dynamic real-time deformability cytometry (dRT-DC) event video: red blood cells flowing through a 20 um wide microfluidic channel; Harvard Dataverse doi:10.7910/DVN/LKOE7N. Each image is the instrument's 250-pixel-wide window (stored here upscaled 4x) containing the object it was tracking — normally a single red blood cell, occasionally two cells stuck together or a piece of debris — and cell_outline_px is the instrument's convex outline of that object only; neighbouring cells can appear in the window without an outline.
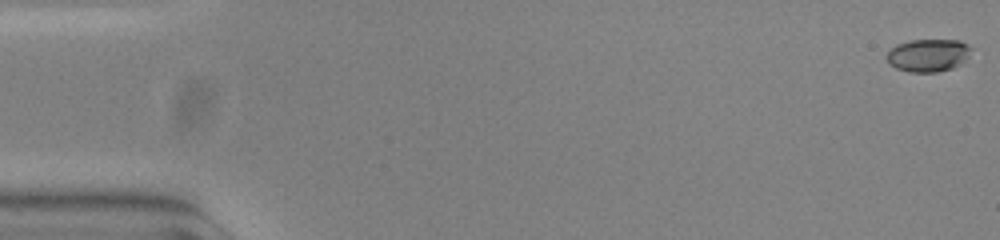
{"species": "common noctule bat (a hibernating species)", "species_latin": "Nyctalus noctula", "temperature_condition": "warm", "stored_images_in_passage": 55, "camera_frame_rate_fps": 3000, "um_per_image_px": 0.085, "animal": {"sex": "female", "body_mass_g": 23.0, "forearm_length_mm": 53.4}, "frame": {"image": 1, "passage_image": 1, "time_ms": 0.0, "image_size_px": [1000, 240], "cell_outline_px": [[972, 48], [968, 56], [952, 68], [936, 72], [908, 72], [896, 68], [888, 64], [884, 56], [896, 44], [912, 40], [960, 40], [968, 44]], "centroid_in_image_um": [78.84, 4.69], "position_along_channel_um": 6.2, "area_um2": 16.13}}
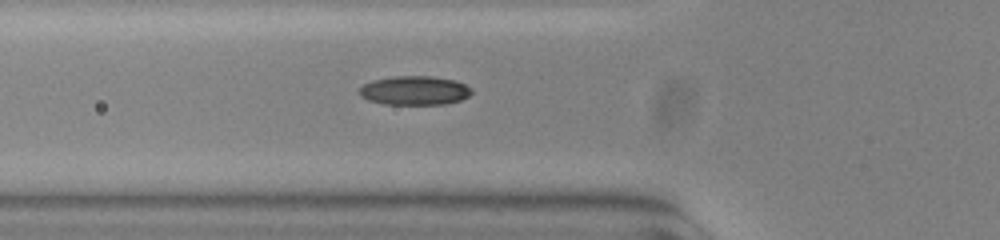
{"frame": {"image": 2, "passage_image": 20, "time_ms": 6.333, "image_size_px": [1000, 240], "cell_outline_px": [[472, 92], [468, 96], [460, 100], [444, 104], [384, 104], [368, 100], [360, 96], [360, 88], [364, 84], [372, 80], [396, 76], [432, 76], [456, 80], [472, 88]], "centroid_in_image_um": [35.25, 7.69], "position_along_channel_um": 90.6, "area_um2": 18.96}}
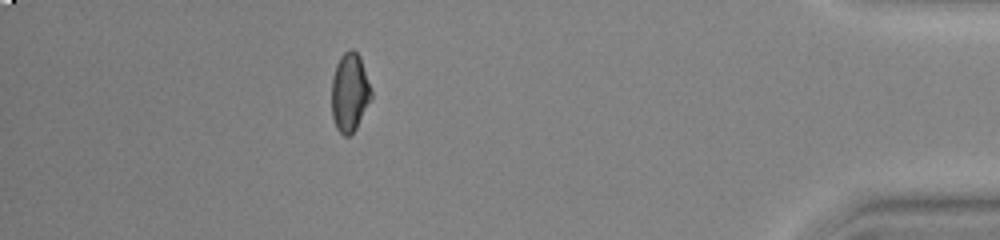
{"frame": {"image": 3, "passage_image": 49, "time_ms": 16.0, "image_size_px": [1000, 240], "cell_outline_px": [[372, 96], [356, 128], [348, 136], [344, 136], [336, 128], [332, 116], [332, 76], [336, 64], [340, 56], [348, 48], [352, 48], [360, 56], [372, 92]], "centroid_in_image_um": [29.71, 7.82], "position_along_channel_um": 405.5, "area_um2": 18.09}, "authors_computed_cell_mechanics": {"area_um2": 17.918, "velocity_mm_per_s": 3.7833, "shape_relaxation_time_tau1_ms": 6.6685, "shape_relaxation_time_tau2_ms": 3.6223, "deformation_change_tau1": 0.1765, "deformation_change_tau2": 0.0699}}